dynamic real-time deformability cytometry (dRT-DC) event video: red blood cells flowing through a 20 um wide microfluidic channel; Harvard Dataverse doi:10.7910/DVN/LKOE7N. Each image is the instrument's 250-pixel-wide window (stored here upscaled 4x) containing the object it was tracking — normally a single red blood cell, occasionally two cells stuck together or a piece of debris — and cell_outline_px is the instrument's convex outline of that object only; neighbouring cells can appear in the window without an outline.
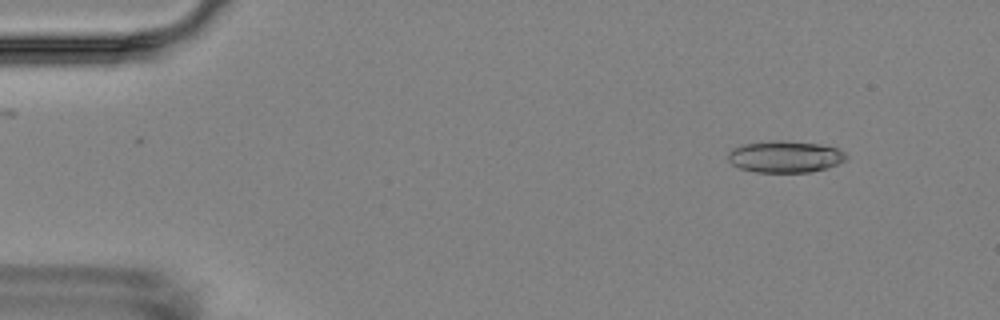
{"species": "Egyptian fruit bat (a non-hibernating species)", "species_latin": "Rousettus aegyptiacus", "temperature_condition": "room temperature", "stored_images_in_passage": 5, "camera_frame_rate_fps": 3000, "um_per_image_px": 0.085, "animal": {"sex": "female"}, "frame": {"image": 1, "passage_image": 2, "time_ms": 1.333, "image_size_px": [1000, 320], "cell_outline_px": [[848, 156], [844, 160], [828, 168], [812, 172], [756, 172], [740, 168], [732, 164], [728, 160], [728, 152], [732, 148], [744, 144], [776, 140], [780, 140], [820, 144], [840, 148]], "centroid_in_image_um": [66.74, 13.32], "position_along_channel_um": 18.3, "area_um2": 21.91}}